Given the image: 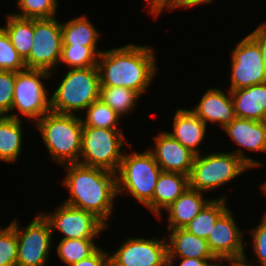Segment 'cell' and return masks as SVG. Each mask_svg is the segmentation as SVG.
I'll return each instance as SVG.
<instances>
[{
    "mask_svg": "<svg viewBox=\"0 0 266 266\" xmlns=\"http://www.w3.org/2000/svg\"><path fill=\"white\" fill-rule=\"evenodd\" d=\"M97 46L62 45L59 64L64 63L68 69L88 68L97 66L102 50Z\"/></svg>",
    "mask_w": 266,
    "mask_h": 266,
    "instance_id": "cell-30",
    "label": "cell"
},
{
    "mask_svg": "<svg viewBox=\"0 0 266 266\" xmlns=\"http://www.w3.org/2000/svg\"><path fill=\"white\" fill-rule=\"evenodd\" d=\"M17 235L16 266H46L53 245V233L49 222L39 213L21 229L16 217L10 222Z\"/></svg>",
    "mask_w": 266,
    "mask_h": 266,
    "instance_id": "cell-9",
    "label": "cell"
},
{
    "mask_svg": "<svg viewBox=\"0 0 266 266\" xmlns=\"http://www.w3.org/2000/svg\"><path fill=\"white\" fill-rule=\"evenodd\" d=\"M223 130L232 141L238 145V148L231 151V153L239 157L251 169L264 166L262 162L246 156L244 150L266 152V121L236 117L230 124L226 125Z\"/></svg>",
    "mask_w": 266,
    "mask_h": 266,
    "instance_id": "cell-15",
    "label": "cell"
},
{
    "mask_svg": "<svg viewBox=\"0 0 266 266\" xmlns=\"http://www.w3.org/2000/svg\"><path fill=\"white\" fill-rule=\"evenodd\" d=\"M213 0H168L154 15V18H158L164 10H174L183 8H193L194 6L201 4H210Z\"/></svg>",
    "mask_w": 266,
    "mask_h": 266,
    "instance_id": "cell-37",
    "label": "cell"
},
{
    "mask_svg": "<svg viewBox=\"0 0 266 266\" xmlns=\"http://www.w3.org/2000/svg\"><path fill=\"white\" fill-rule=\"evenodd\" d=\"M235 116L266 121V82L230 91Z\"/></svg>",
    "mask_w": 266,
    "mask_h": 266,
    "instance_id": "cell-19",
    "label": "cell"
},
{
    "mask_svg": "<svg viewBox=\"0 0 266 266\" xmlns=\"http://www.w3.org/2000/svg\"><path fill=\"white\" fill-rule=\"evenodd\" d=\"M259 46L262 54L264 69L266 72V23L259 24L250 34H248Z\"/></svg>",
    "mask_w": 266,
    "mask_h": 266,
    "instance_id": "cell-39",
    "label": "cell"
},
{
    "mask_svg": "<svg viewBox=\"0 0 266 266\" xmlns=\"http://www.w3.org/2000/svg\"><path fill=\"white\" fill-rule=\"evenodd\" d=\"M99 247L95 238L61 239L57 244V254L67 266L89 257Z\"/></svg>",
    "mask_w": 266,
    "mask_h": 266,
    "instance_id": "cell-28",
    "label": "cell"
},
{
    "mask_svg": "<svg viewBox=\"0 0 266 266\" xmlns=\"http://www.w3.org/2000/svg\"><path fill=\"white\" fill-rule=\"evenodd\" d=\"M149 5V13L153 16L166 2L167 0H144Z\"/></svg>",
    "mask_w": 266,
    "mask_h": 266,
    "instance_id": "cell-41",
    "label": "cell"
},
{
    "mask_svg": "<svg viewBox=\"0 0 266 266\" xmlns=\"http://www.w3.org/2000/svg\"><path fill=\"white\" fill-rule=\"evenodd\" d=\"M196 155L189 175V188L212 192L251 168L231 152Z\"/></svg>",
    "mask_w": 266,
    "mask_h": 266,
    "instance_id": "cell-6",
    "label": "cell"
},
{
    "mask_svg": "<svg viewBox=\"0 0 266 266\" xmlns=\"http://www.w3.org/2000/svg\"><path fill=\"white\" fill-rule=\"evenodd\" d=\"M84 111L86 117H81L83 127L119 129L118 122L122 119L121 116L102 100L97 99Z\"/></svg>",
    "mask_w": 266,
    "mask_h": 266,
    "instance_id": "cell-29",
    "label": "cell"
},
{
    "mask_svg": "<svg viewBox=\"0 0 266 266\" xmlns=\"http://www.w3.org/2000/svg\"><path fill=\"white\" fill-rule=\"evenodd\" d=\"M34 124L54 163H79L83 129L79 115L50 111Z\"/></svg>",
    "mask_w": 266,
    "mask_h": 266,
    "instance_id": "cell-3",
    "label": "cell"
},
{
    "mask_svg": "<svg viewBox=\"0 0 266 266\" xmlns=\"http://www.w3.org/2000/svg\"><path fill=\"white\" fill-rule=\"evenodd\" d=\"M51 73L39 69H24L16 72L11 112L7 115L15 119H22L18 115L31 119L36 123L51 111V94L46 90L43 79L51 78ZM18 110L19 113H14ZM13 111V112H12Z\"/></svg>",
    "mask_w": 266,
    "mask_h": 266,
    "instance_id": "cell-8",
    "label": "cell"
},
{
    "mask_svg": "<svg viewBox=\"0 0 266 266\" xmlns=\"http://www.w3.org/2000/svg\"><path fill=\"white\" fill-rule=\"evenodd\" d=\"M110 254L102 250L101 247L89 257L82 259L70 266H110Z\"/></svg>",
    "mask_w": 266,
    "mask_h": 266,
    "instance_id": "cell-36",
    "label": "cell"
},
{
    "mask_svg": "<svg viewBox=\"0 0 266 266\" xmlns=\"http://www.w3.org/2000/svg\"><path fill=\"white\" fill-rule=\"evenodd\" d=\"M189 188V176L177 172L160 173L152 198V214L161 219V212Z\"/></svg>",
    "mask_w": 266,
    "mask_h": 266,
    "instance_id": "cell-22",
    "label": "cell"
},
{
    "mask_svg": "<svg viewBox=\"0 0 266 266\" xmlns=\"http://www.w3.org/2000/svg\"><path fill=\"white\" fill-rule=\"evenodd\" d=\"M26 69L23 58L12 45L7 33L0 27V71L19 72Z\"/></svg>",
    "mask_w": 266,
    "mask_h": 266,
    "instance_id": "cell-32",
    "label": "cell"
},
{
    "mask_svg": "<svg viewBox=\"0 0 266 266\" xmlns=\"http://www.w3.org/2000/svg\"><path fill=\"white\" fill-rule=\"evenodd\" d=\"M227 91L210 87L191 111L206 125L217 123L223 129L236 118L231 93Z\"/></svg>",
    "mask_w": 266,
    "mask_h": 266,
    "instance_id": "cell-17",
    "label": "cell"
},
{
    "mask_svg": "<svg viewBox=\"0 0 266 266\" xmlns=\"http://www.w3.org/2000/svg\"><path fill=\"white\" fill-rule=\"evenodd\" d=\"M203 194V192L188 188L167 207L165 209L169 223L167 230L185 228L212 199L204 198Z\"/></svg>",
    "mask_w": 266,
    "mask_h": 266,
    "instance_id": "cell-21",
    "label": "cell"
},
{
    "mask_svg": "<svg viewBox=\"0 0 266 266\" xmlns=\"http://www.w3.org/2000/svg\"><path fill=\"white\" fill-rule=\"evenodd\" d=\"M141 95L131 89L115 86H100L99 99L123 117L138 105ZM137 104V105H136ZM123 115V116H122Z\"/></svg>",
    "mask_w": 266,
    "mask_h": 266,
    "instance_id": "cell-27",
    "label": "cell"
},
{
    "mask_svg": "<svg viewBox=\"0 0 266 266\" xmlns=\"http://www.w3.org/2000/svg\"><path fill=\"white\" fill-rule=\"evenodd\" d=\"M16 72L0 71V110L8 115L13 104Z\"/></svg>",
    "mask_w": 266,
    "mask_h": 266,
    "instance_id": "cell-34",
    "label": "cell"
},
{
    "mask_svg": "<svg viewBox=\"0 0 266 266\" xmlns=\"http://www.w3.org/2000/svg\"><path fill=\"white\" fill-rule=\"evenodd\" d=\"M225 263L227 262L228 264L230 263V266H258V264H250V262H248L247 256L244 257H240V258H233V259H226L223 260ZM224 263L220 262L219 266H226V265H222Z\"/></svg>",
    "mask_w": 266,
    "mask_h": 266,
    "instance_id": "cell-40",
    "label": "cell"
},
{
    "mask_svg": "<svg viewBox=\"0 0 266 266\" xmlns=\"http://www.w3.org/2000/svg\"><path fill=\"white\" fill-rule=\"evenodd\" d=\"M226 202V196L211 199L184 229L197 237L207 239L217 219L229 208Z\"/></svg>",
    "mask_w": 266,
    "mask_h": 266,
    "instance_id": "cell-26",
    "label": "cell"
},
{
    "mask_svg": "<svg viewBox=\"0 0 266 266\" xmlns=\"http://www.w3.org/2000/svg\"><path fill=\"white\" fill-rule=\"evenodd\" d=\"M232 210L228 208L216 221L206 241L214 257L223 260L240 258L245 255L244 231L238 228Z\"/></svg>",
    "mask_w": 266,
    "mask_h": 266,
    "instance_id": "cell-14",
    "label": "cell"
},
{
    "mask_svg": "<svg viewBox=\"0 0 266 266\" xmlns=\"http://www.w3.org/2000/svg\"><path fill=\"white\" fill-rule=\"evenodd\" d=\"M62 45L61 22L57 17L34 19L31 52L24 60L26 68L48 71L52 78L61 59Z\"/></svg>",
    "mask_w": 266,
    "mask_h": 266,
    "instance_id": "cell-10",
    "label": "cell"
},
{
    "mask_svg": "<svg viewBox=\"0 0 266 266\" xmlns=\"http://www.w3.org/2000/svg\"><path fill=\"white\" fill-rule=\"evenodd\" d=\"M162 172L153 155L146 149L123 155L117 176V195L134 197L152 212V198Z\"/></svg>",
    "mask_w": 266,
    "mask_h": 266,
    "instance_id": "cell-4",
    "label": "cell"
},
{
    "mask_svg": "<svg viewBox=\"0 0 266 266\" xmlns=\"http://www.w3.org/2000/svg\"><path fill=\"white\" fill-rule=\"evenodd\" d=\"M154 48L130 43L103 50L98 59L100 86L124 87L141 96L158 72Z\"/></svg>",
    "mask_w": 266,
    "mask_h": 266,
    "instance_id": "cell-2",
    "label": "cell"
},
{
    "mask_svg": "<svg viewBox=\"0 0 266 266\" xmlns=\"http://www.w3.org/2000/svg\"><path fill=\"white\" fill-rule=\"evenodd\" d=\"M61 28L63 45L98 46L100 33L86 15L62 22Z\"/></svg>",
    "mask_w": 266,
    "mask_h": 266,
    "instance_id": "cell-24",
    "label": "cell"
},
{
    "mask_svg": "<svg viewBox=\"0 0 266 266\" xmlns=\"http://www.w3.org/2000/svg\"><path fill=\"white\" fill-rule=\"evenodd\" d=\"M51 97V111L77 114L99 99L100 76L97 66L69 69Z\"/></svg>",
    "mask_w": 266,
    "mask_h": 266,
    "instance_id": "cell-5",
    "label": "cell"
},
{
    "mask_svg": "<svg viewBox=\"0 0 266 266\" xmlns=\"http://www.w3.org/2000/svg\"><path fill=\"white\" fill-rule=\"evenodd\" d=\"M124 142L132 149L121 128L83 127L79 164L117 173L124 155V151H121Z\"/></svg>",
    "mask_w": 266,
    "mask_h": 266,
    "instance_id": "cell-7",
    "label": "cell"
},
{
    "mask_svg": "<svg viewBox=\"0 0 266 266\" xmlns=\"http://www.w3.org/2000/svg\"><path fill=\"white\" fill-rule=\"evenodd\" d=\"M17 248L15 229L10 224L0 228V266H16Z\"/></svg>",
    "mask_w": 266,
    "mask_h": 266,
    "instance_id": "cell-33",
    "label": "cell"
},
{
    "mask_svg": "<svg viewBox=\"0 0 266 266\" xmlns=\"http://www.w3.org/2000/svg\"><path fill=\"white\" fill-rule=\"evenodd\" d=\"M19 12L12 15L24 19H49L56 17L58 9L57 0H17Z\"/></svg>",
    "mask_w": 266,
    "mask_h": 266,
    "instance_id": "cell-31",
    "label": "cell"
},
{
    "mask_svg": "<svg viewBox=\"0 0 266 266\" xmlns=\"http://www.w3.org/2000/svg\"><path fill=\"white\" fill-rule=\"evenodd\" d=\"M22 120L5 116L0 120V161L15 163L22 152Z\"/></svg>",
    "mask_w": 266,
    "mask_h": 266,
    "instance_id": "cell-23",
    "label": "cell"
},
{
    "mask_svg": "<svg viewBox=\"0 0 266 266\" xmlns=\"http://www.w3.org/2000/svg\"><path fill=\"white\" fill-rule=\"evenodd\" d=\"M230 91L266 82L261 50L247 35L231 50Z\"/></svg>",
    "mask_w": 266,
    "mask_h": 266,
    "instance_id": "cell-11",
    "label": "cell"
},
{
    "mask_svg": "<svg viewBox=\"0 0 266 266\" xmlns=\"http://www.w3.org/2000/svg\"><path fill=\"white\" fill-rule=\"evenodd\" d=\"M173 130L167 131L173 138L194 154H201L199 150L207 133V127L191 110L178 108L173 116Z\"/></svg>",
    "mask_w": 266,
    "mask_h": 266,
    "instance_id": "cell-18",
    "label": "cell"
},
{
    "mask_svg": "<svg viewBox=\"0 0 266 266\" xmlns=\"http://www.w3.org/2000/svg\"><path fill=\"white\" fill-rule=\"evenodd\" d=\"M167 231L165 237L168 258H215L206 239L197 237L184 228Z\"/></svg>",
    "mask_w": 266,
    "mask_h": 266,
    "instance_id": "cell-20",
    "label": "cell"
},
{
    "mask_svg": "<svg viewBox=\"0 0 266 266\" xmlns=\"http://www.w3.org/2000/svg\"><path fill=\"white\" fill-rule=\"evenodd\" d=\"M154 148L147 149L164 172H177L190 175L196 154L184 147L167 131L153 137Z\"/></svg>",
    "mask_w": 266,
    "mask_h": 266,
    "instance_id": "cell-16",
    "label": "cell"
},
{
    "mask_svg": "<svg viewBox=\"0 0 266 266\" xmlns=\"http://www.w3.org/2000/svg\"><path fill=\"white\" fill-rule=\"evenodd\" d=\"M61 167L67 172L62 186L70 193L63 203L93 213L108 227L118 196L116 173L79 163Z\"/></svg>",
    "mask_w": 266,
    "mask_h": 266,
    "instance_id": "cell-1",
    "label": "cell"
},
{
    "mask_svg": "<svg viewBox=\"0 0 266 266\" xmlns=\"http://www.w3.org/2000/svg\"><path fill=\"white\" fill-rule=\"evenodd\" d=\"M6 115L0 110V120L3 119Z\"/></svg>",
    "mask_w": 266,
    "mask_h": 266,
    "instance_id": "cell-43",
    "label": "cell"
},
{
    "mask_svg": "<svg viewBox=\"0 0 266 266\" xmlns=\"http://www.w3.org/2000/svg\"><path fill=\"white\" fill-rule=\"evenodd\" d=\"M262 192L266 195V181L261 186Z\"/></svg>",
    "mask_w": 266,
    "mask_h": 266,
    "instance_id": "cell-42",
    "label": "cell"
},
{
    "mask_svg": "<svg viewBox=\"0 0 266 266\" xmlns=\"http://www.w3.org/2000/svg\"><path fill=\"white\" fill-rule=\"evenodd\" d=\"M153 238L128 237L110 255V266H168L165 235L163 239Z\"/></svg>",
    "mask_w": 266,
    "mask_h": 266,
    "instance_id": "cell-13",
    "label": "cell"
},
{
    "mask_svg": "<svg viewBox=\"0 0 266 266\" xmlns=\"http://www.w3.org/2000/svg\"><path fill=\"white\" fill-rule=\"evenodd\" d=\"M250 233L253 236L251 241L253 252L258 258V261L254 259L252 263L258 262L260 264L258 266H266V212L260 223L250 230Z\"/></svg>",
    "mask_w": 266,
    "mask_h": 266,
    "instance_id": "cell-35",
    "label": "cell"
},
{
    "mask_svg": "<svg viewBox=\"0 0 266 266\" xmlns=\"http://www.w3.org/2000/svg\"><path fill=\"white\" fill-rule=\"evenodd\" d=\"M40 213L49 222L52 233L55 230L62 233L61 239L98 238L108 228L93 213L65 203H60L52 213Z\"/></svg>",
    "mask_w": 266,
    "mask_h": 266,
    "instance_id": "cell-12",
    "label": "cell"
},
{
    "mask_svg": "<svg viewBox=\"0 0 266 266\" xmlns=\"http://www.w3.org/2000/svg\"><path fill=\"white\" fill-rule=\"evenodd\" d=\"M180 260L177 266H219L220 262L216 258H168V266L176 265V261Z\"/></svg>",
    "mask_w": 266,
    "mask_h": 266,
    "instance_id": "cell-38",
    "label": "cell"
},
{
    "mask_svg": "<svg viewBox=\"0 0 266 266\" xmlns=\"http://www.w3.org/2000/svg\"><path fill=\"white\" fill-rule=\"evenodd\" d=\"M8 35L12 45L25 60L33 43L34 19L19 18L7 13L5 26H0Z\"/></svg>",
    "mask_w": 266,
    "mask_h": 266,
    "instance_id": "cell-25",
    "label": "cell"
}]
</instances>
